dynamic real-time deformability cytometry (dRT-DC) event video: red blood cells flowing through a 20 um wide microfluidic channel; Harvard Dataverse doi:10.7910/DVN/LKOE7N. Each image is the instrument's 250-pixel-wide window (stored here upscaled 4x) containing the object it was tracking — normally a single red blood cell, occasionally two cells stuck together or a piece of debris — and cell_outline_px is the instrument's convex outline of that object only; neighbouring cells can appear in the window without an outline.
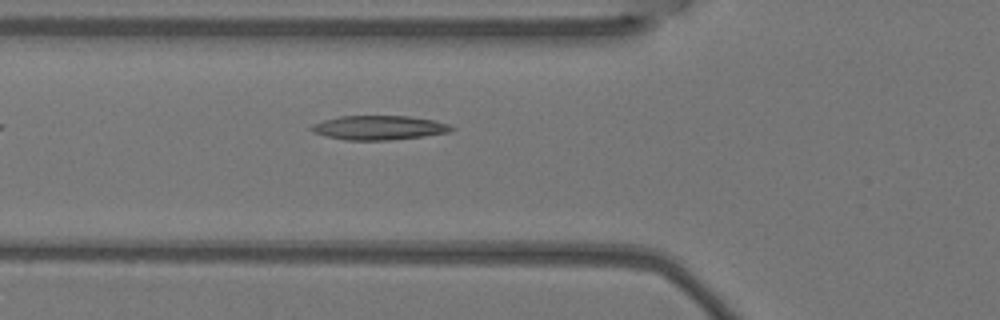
{"species": "Egyptian fruit bat (a non-hibernating species)", "species_latin": "Rousettus aegyptiacus", "temperature_condition": "warm", "stored_images_in_passage": 6, "camera_frame_rate_fps": 3000, "um_per_image_px": 0.085, "animal": {"sex": "female"}, "frame": {"image": 1, "passage_image": 6, "time_ms": 1.667, "image_size_px": [1000, 320], "cell_outline_px": [[456, 128], [448, 132], [424, 136], [392, 140], [344, 140], [324, 136], [312, 132], [308, 128], [312, 124], [324, 120], [340, 116], [408, 116], [432, 120], [448, 124]], "centroid_in_image_um": [32.16, 10.86], "position_along_channel_um": 93.6, "area_um2": 19.83}}